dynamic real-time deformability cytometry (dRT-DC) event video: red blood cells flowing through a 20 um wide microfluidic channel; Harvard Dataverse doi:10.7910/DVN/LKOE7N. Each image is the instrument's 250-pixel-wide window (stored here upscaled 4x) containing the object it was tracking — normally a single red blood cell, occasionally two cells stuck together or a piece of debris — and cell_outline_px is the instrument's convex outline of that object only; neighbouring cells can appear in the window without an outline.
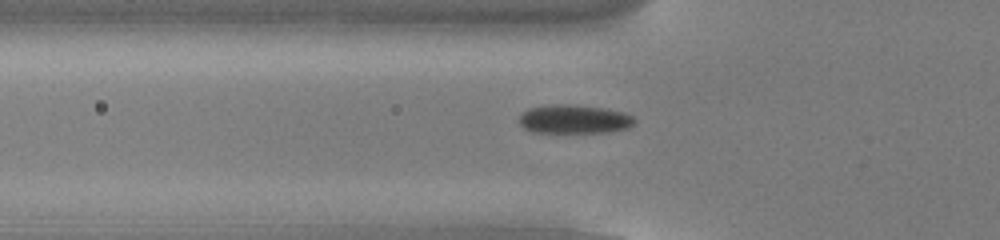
{"species": "common noctule bat (a hibernating species)", "species_latin": "Nyctalus noctula", "temperature_condition": "cold", "stored_images_in_passage": 54, "camera_frame_rate_fps": 3000, "um_per_image_px": 0.085, "animal": {"sex": "male", "body_mass_g": 13.0, "forearm_length_mm": 53.1}, "frame": {"image": 1, "passage_image": 19, "time_ms": 6.0, "image_size_px": [1000, 240], "cell_outline_px": [[636, 124], [628, 128], [608, 132], [536, 132], [524, 128], [520, 124], [520, 112], [528, 108], [552, 104], [568, 104], [608, 108], [624, 112], [632, 116], [636, 120]], "centroid_in_image_um": [48.83, 10.11], "position_along_channel_um": 77.0, "area_um2": 19.54}}
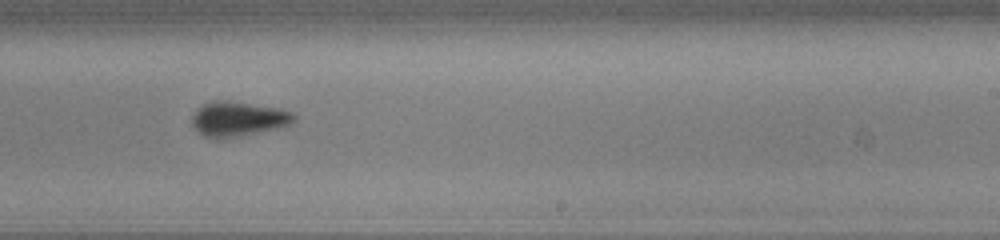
{"frame": {"image": 2, "passage_image": 34, "time_ms": 11.0, "image_size_px": [1000, 240], "cell_outline_px": [[296, 120], [288, 124], [276, 128], [260, 132], [240, 136], [204, 136], [192, 124], [192, 116], [196, 108], [204, 104], [216, 100], [228, 100], [280, 108], [292, 112], [296, 116]], "centroid_in_image_um": [20.26, 10.06], "position_along_channel_um": 268.7, "area_um2": 20.23}}
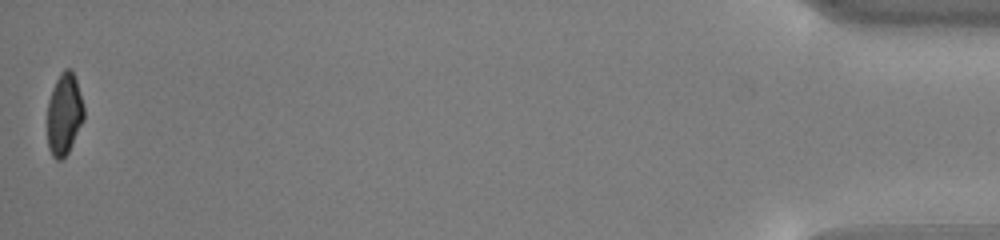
{"frame": {"image": 3, "passage_image": 54, "time_ms": 17.667, "image_size_px": [1000, 240], "cell_outline_px": [[84, 120], [68, 152], [60, 160], [56, 160], [52, 156], [48, 148], [48, 100], [52, 88], [60, 72], [64, 68], [72, 68], [76, 80], [84, 108]], "centroid_in_image_um": [5.46, 9.68], "position_along_channel_um": 429.7, "area_um2": 17.46}, "authors_computed_cell_mechanics": {"area_um2": 19.2474, "velocity_mm_per_s": 3.8288, "shape_relaxation_time_tau1_ms": 2.7504, "shape_relaxation_time_tau2_ms": null, "deformation_change_tau1": 0.1054, "deformation_change_tau2": null}}